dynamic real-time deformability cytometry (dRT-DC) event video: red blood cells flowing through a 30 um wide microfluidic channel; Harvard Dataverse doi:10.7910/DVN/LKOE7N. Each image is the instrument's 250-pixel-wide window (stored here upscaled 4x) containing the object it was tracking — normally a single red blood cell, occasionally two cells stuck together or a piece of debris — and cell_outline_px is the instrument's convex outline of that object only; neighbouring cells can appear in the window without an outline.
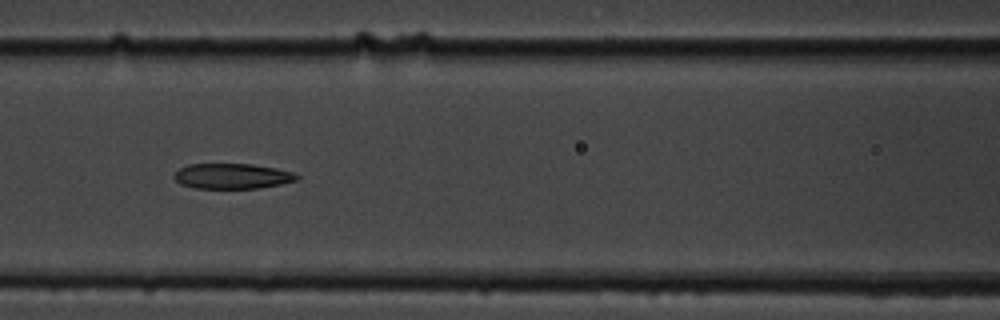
{"species": "common noctule bat (a hibernating species)", "species_latin": "Nyctalus noctula", "temperature_condition": "cold", "stored_images_in_passage": 10, "camera_frame_rate_fps": 3000, "um_per_image_px": 0.085, "animal": {"sex": "male", "body_mass_g": 19.5, "forearm_length_mm": 54.6}, "frame": {"image": 1, "passage_image": 6, "time_ms": 5.667, "image_size_px": [1000, 320], "cell_outline_px": [[300, 176], [296, 180], [280, 184], [256, 188], [196, 188], [180, 184], [172, 176], [180, 168], [188, 164], [252, 164], [276, 168], [292, 172]], "centroid_in_image_um": [19.71, 14.96], "position_along_channel_um": 146.9, "area_um2": 17.98}}
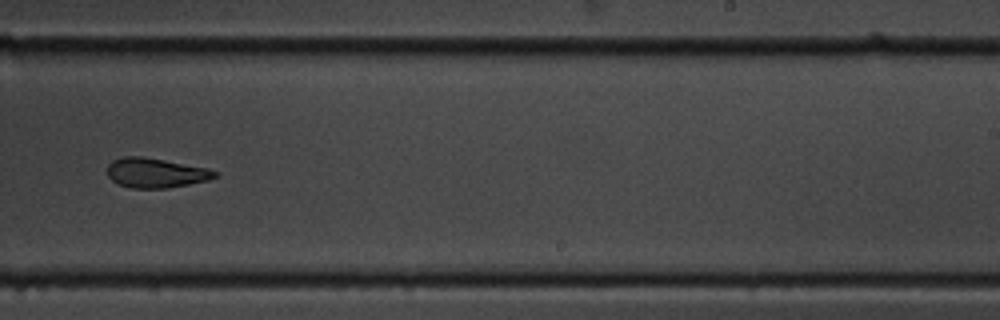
{"frame": {"image": 2, "passage_image": 9, "time_ms": 9.333, "image_size_px": [1000, 320], "cell_outline_px": [[220, 176], [208, 180], [168, 188], [128, 188], [116, 184], [108, 176], [108, 164], [112, 160], [124, 156], [140, 156], [164, 160], [208, 168], [220, 172]], "centroid_in_image_um": [13.25, 14.7], "position_along_channel_um": 275.8, "area_um2": 18.79}}
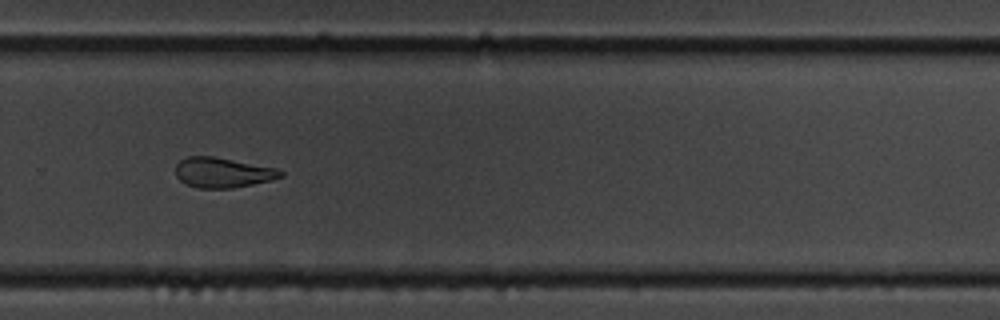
{"frame": {"image": 3, "passage_image": 10, "time_ms": 10.333, "image_size_px": [1000, 320], "cell_outline_px": [[284, 176], [252, 184], [232, 188], [196, 188], [184, 184], [176, 176], [176, 164], [180, 160], [188, 156], [212, 156], [276, 168], [284, 172]], "centroid_in_image_um": [18.88, 14.67], "position_along_channel_um": 310.9, "area_um2": 18.32}}